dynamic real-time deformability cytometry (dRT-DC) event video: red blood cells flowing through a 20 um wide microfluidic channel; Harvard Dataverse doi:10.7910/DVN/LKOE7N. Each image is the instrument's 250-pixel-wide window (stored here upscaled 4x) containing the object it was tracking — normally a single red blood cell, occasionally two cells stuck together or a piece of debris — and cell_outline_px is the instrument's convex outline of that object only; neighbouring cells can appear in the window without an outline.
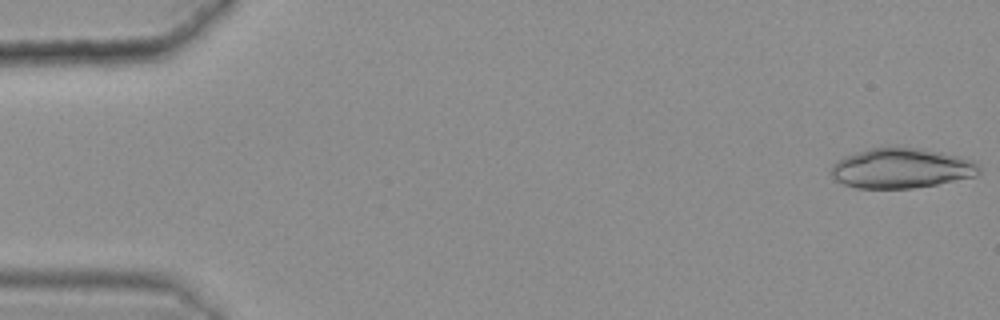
{"species": "common noctule bat (a hibernating species)", "species_latin": "Nyctalus noctula", "temperature_condition": "warm", "stored_images_in_passage": 48, "camera_frame_rate_fps": 3000, "um_per_image_px": 0.085, "animal": {"sex": "female", "body_mass_g": 25.1}, "frame": {"image": 1, "passage_image": 1, "time_ms": 0.0, "image_size_px": [1000, 320], "cell_outline_px": [[980, 172], [976, 176], [936, 184], [912, 188], [856, 188], [844, 184], [836, 180], [828, 172], [832, 164], [844, 156], [868, 148], [920, 148], [960, 156], [972, 160], [980, 168]], "centroid_in_image_um": [76.58, 14.3], "position_along_channel_um": 8.4, "area_um2": 34.39}}